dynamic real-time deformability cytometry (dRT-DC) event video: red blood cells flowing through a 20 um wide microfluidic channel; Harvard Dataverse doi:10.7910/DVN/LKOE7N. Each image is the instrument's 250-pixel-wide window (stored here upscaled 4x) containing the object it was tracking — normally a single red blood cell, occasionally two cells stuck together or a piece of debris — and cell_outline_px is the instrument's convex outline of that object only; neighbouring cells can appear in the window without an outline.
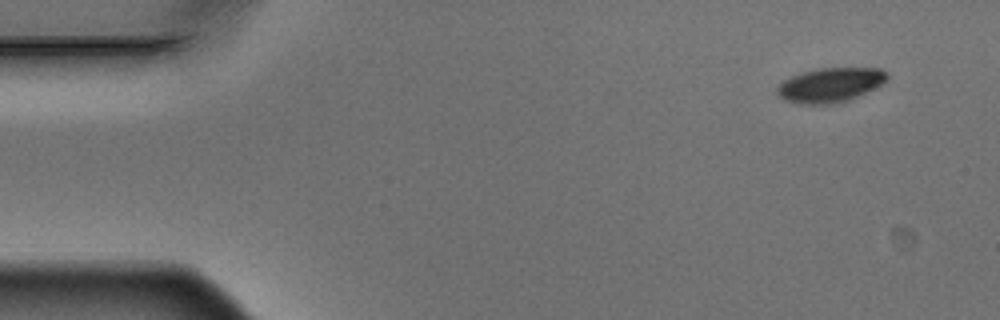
{"species": "Egyptian fruit bat (a non-hibernating species)", "species_latin": "Rousettus aegyptiacus", "temperature_condition": "warm", "stored_images_in_passage": 5, "camera_frame_rate_fps": 3000, "um_per_image_px": 0.085, "animal": {"sex": "male"}, "frame": {"image": 1, "passage_image": 1, "time_ms": 0.0, "image_size_px": [1000, 320], "cell_outline_px": [[888, 80], [884, 84], [876, 88], [848, 100], [836, 104], [804, 104], [784, 100], [776, 92], [776, 88], [784, 80], [792, 76], [804, 72], [820, 68], [880, 68], [888, 72]], "centroid_in_image_um": [70.62, 7.22], "position_along_channel_um": 14.4, "area_um2": 22.14}}
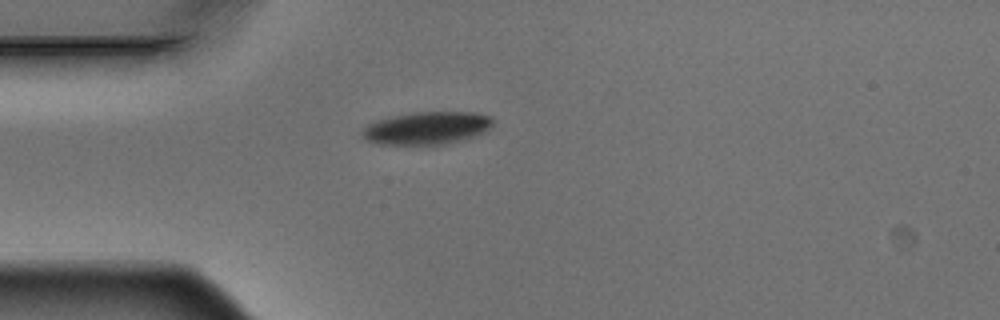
{"frame": {"image": 2, "passage_image": 4, "time_ms": 1.0, "image_size_px": [1000, 320], "cell_outline_px": [[492, 124], [488, 132], [460, 140], [444, 144], [380, 144], [368, 140], [360, 136], [360, 132], [368, 124], [380, 120], [396, 116], [416, 112], [476, 112], [492, 116]], "centroid_in_image_um": [36.33, 10.88], "position_along_channel_um": 48.7, "area_um2": 24.68}}